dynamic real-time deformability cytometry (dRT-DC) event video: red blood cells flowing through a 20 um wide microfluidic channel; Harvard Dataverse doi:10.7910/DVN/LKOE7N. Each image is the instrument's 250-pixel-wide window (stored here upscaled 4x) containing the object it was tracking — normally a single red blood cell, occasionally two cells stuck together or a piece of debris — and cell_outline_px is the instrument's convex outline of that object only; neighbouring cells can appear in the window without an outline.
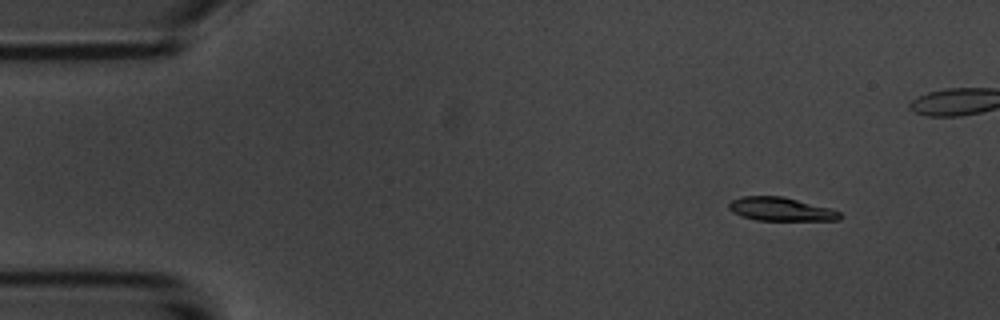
{"species": "common noctule bat (a hibernating species)", "species_latin": "Nyctalus noctula", "temperature_condition": "room temperature", "stored_images_in_passage": 5, "camera_frame_rate_fps": 3000, "um_per_image_px": 0.085, "animal": {"sex": "male", "body_mass_g": 20.1, "forearm_length_mm": 53.5}, "frame": {"image": 1, "passage_image": 1, "time_ms": 0.0, "image_size_px": [1000, 320], "cell_outline_px": [[844, 216], [840, 220], [756, 220], [732, 212], [728, 208], [728, 204], [732, 200], [744, 196], [784, 196], [832, 208], [840, 212]], "centroid_in_image_um": [66.43, 17.77], "position_along_channel_um": 18.6, "area_um2": 15.32}}